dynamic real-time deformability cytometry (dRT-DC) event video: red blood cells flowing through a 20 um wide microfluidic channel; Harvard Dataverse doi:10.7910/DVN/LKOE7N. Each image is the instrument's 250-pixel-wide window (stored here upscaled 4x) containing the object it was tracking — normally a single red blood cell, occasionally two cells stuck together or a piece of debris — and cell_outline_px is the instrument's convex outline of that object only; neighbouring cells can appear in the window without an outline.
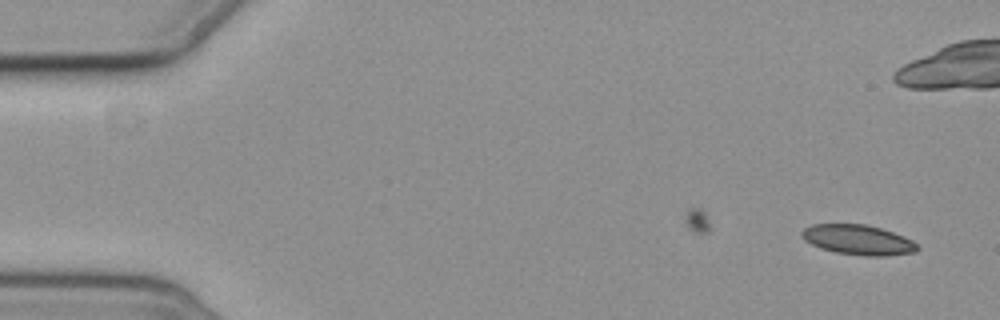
{"species": "common noctule bat (a hibernating species)", "species_latin": "Nyctalus noctula", "temperature_condition": "cold", "stored_images_in_passage": 2, "camera_frame_rate_fps": 3000, "um_per_image_px": 0.085, "animal": {"sex": "female", "body_mass_g": 19.3, "forearm_length_mm": 54.1}, "frame": {"image": 1, "passage_image": 2, "time_ms": 2.0, "image_size_px": [1000, 320], "cell_outline_px": [[920, 248], [916, 252], [884, 256], [864, 256], [836, 252], [820, 248], [804, 240], [800, 236], [800, 232], [804, 228], [812, 224], [864, 224], [880, 228], [904, 236], [912, 240]], "centroid_in_image_um": [72.92, 20.39], "position_along_channel_um": 12.1, "area_um2": 20.23}}